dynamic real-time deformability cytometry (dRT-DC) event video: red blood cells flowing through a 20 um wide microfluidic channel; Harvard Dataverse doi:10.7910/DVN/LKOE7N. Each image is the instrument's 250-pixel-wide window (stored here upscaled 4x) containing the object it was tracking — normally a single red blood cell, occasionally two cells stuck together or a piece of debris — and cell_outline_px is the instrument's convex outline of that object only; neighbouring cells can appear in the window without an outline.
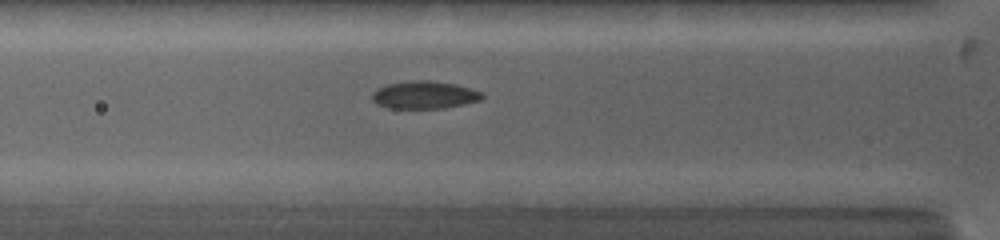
{"species": "common noctule bat (a hibernating species)", "species_latin": "Nyctalus noctula", "temperature_condition": "warm", "stored_images_in_passage": 7, "camera_frame_rate_fps": 5000, "um_per_image_px": 0.085, "animal": {"sex": "female", "body_mass_g": 19.0, "forearm_length_mm": 53.3}, "frame": {"image": 1, "passage_image": 6, "time_ms": 3.0, "image_size_px": [1000, 240], "cell_outline_px": [[484, 96], [480, 100], [464, 104], [444, 108], [388, 108], [376, 104], [372, 100], [372, 92], [376, 88], [388, 84], [412, 80], [428, 80], [456, 84], [472, 88], [484, 92]], "centroid_in_image_um": [36.08, 8.06], "position_along_channel_um": 89.7, "area_um2": 17.92}}